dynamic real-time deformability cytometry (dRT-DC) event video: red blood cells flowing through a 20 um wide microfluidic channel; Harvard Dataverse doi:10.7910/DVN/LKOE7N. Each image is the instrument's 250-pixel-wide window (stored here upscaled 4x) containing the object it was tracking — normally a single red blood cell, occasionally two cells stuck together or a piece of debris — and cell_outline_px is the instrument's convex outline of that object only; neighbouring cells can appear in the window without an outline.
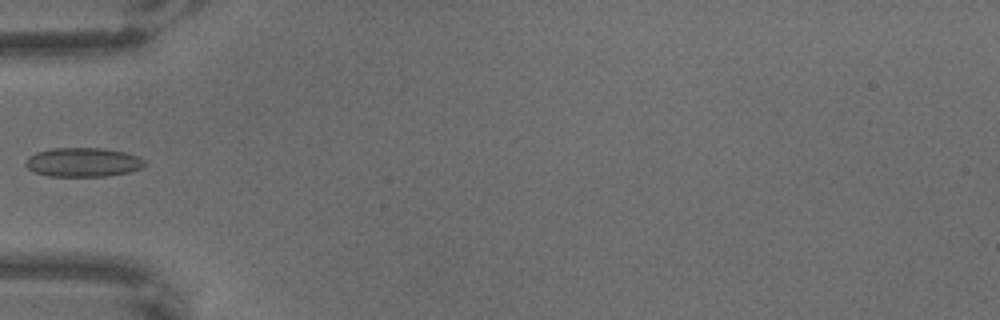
{"species": "common noctule bat (a hibernating species)", "species_latin": "Nyctalus noctula", "temperature_condition": "warm", "stored_images_in_passage": 6, "camera_frame_rate_fps": 3000, "um_per_image_px": 0.085, "animal": {"sex": "male", "body_mass_g": 18.8}, "frame": {"image": 1, "passage_image": 6, "time_ms": 1.667, "image_size_px": [1000, 320], "cell_outline_px": [[148, 164], [144, 168], [128, 172], [108, 176], [48, 176], [32, 172], [24, 164], [28, 156], [36, 152], [52, 148], [104, 148], [124, 152], [140, 156]], "centroid_in_image_um": [7.08, 13.79], "position_along_channel_um": 77.9, "area_um2": 20.52}}